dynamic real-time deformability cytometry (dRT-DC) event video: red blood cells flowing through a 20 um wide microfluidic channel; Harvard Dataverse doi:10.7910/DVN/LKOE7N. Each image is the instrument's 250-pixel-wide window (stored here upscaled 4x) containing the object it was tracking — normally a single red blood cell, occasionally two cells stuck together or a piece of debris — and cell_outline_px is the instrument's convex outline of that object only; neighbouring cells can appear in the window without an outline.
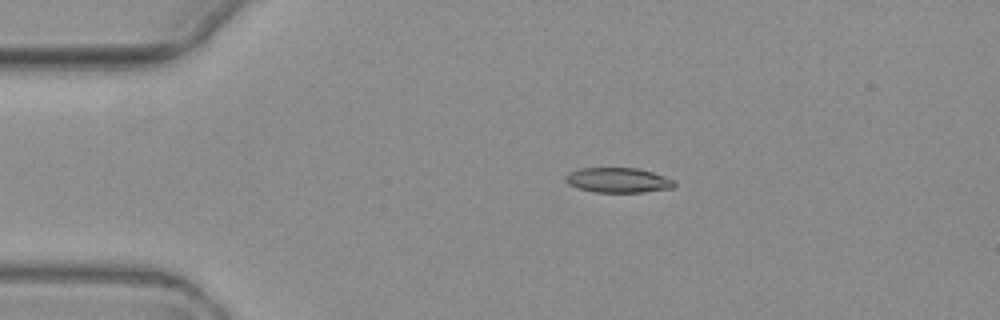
{"species": "common noctule bat (a hibernating species)", "species_latin": "Nyctalus noctula", "temperature_condition": "warm", "stored_images_in_passage": 7, "camera_frame_rate_fps": 3000, "um_per_image_px": 0.085, "animal": {"sex": "female", "body_mass_g": 19.3, "forearm_length_mm": 54.1}, "frame": {"image": 1, "passage_image": 3, "time_ms": 2.667, "image_size_px": [1000, 320], "cell_outline_px": [[676, 184], [672, 188], [644, 192], [596, 192], [576, 188], [568, 184], [564, 180], [572, 172], [580, 168], [636, 168], [652, 172], [672, 180]], "centroid_in_image_um": [52.52, 15.32], "position_along_channel_um": 32.5, "area_um2": 15.55}}
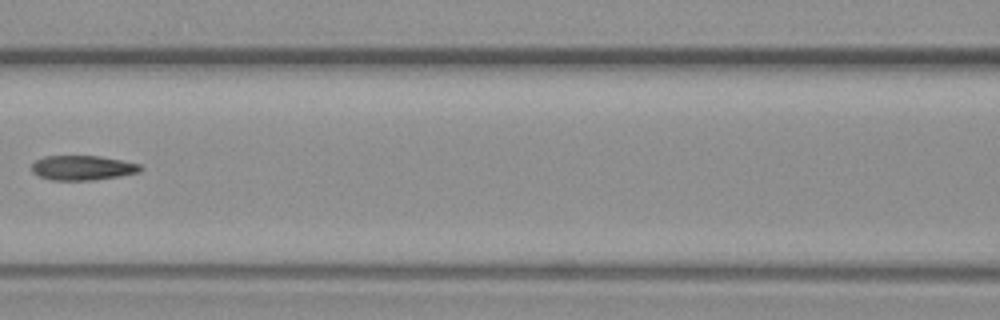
{"frame": {"image": 2, "passage_image": 6, "time_ms": 7.333, "image_size_px": [1000, 320], "cell_outline_px": [[144, 168], [140, 172], [120, 176], [92, 180], [52, 180], [40, 176], [32, 172], [32, 164], [36, 160], [44, 156], [100, 156], [140, 164]], "centroid_in_image_um": [7.04, 14.26], "position_along_channel_um": 159.6, "area_um2": 15.61}}
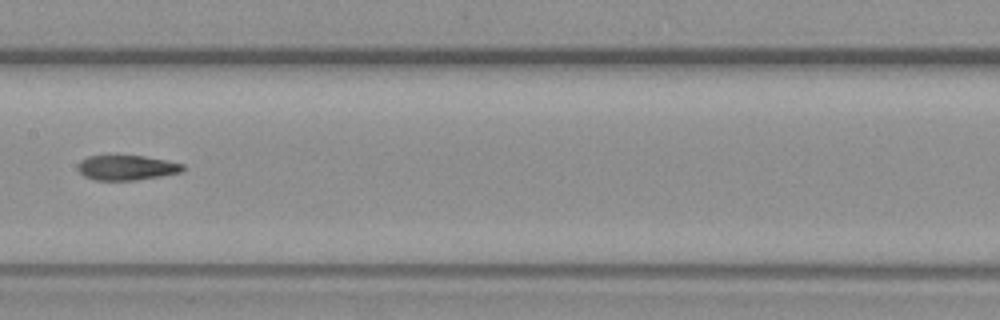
{"frame": {"image": 3, "passage_image": 7, "time_ms": 8.333, "image_size_px": [1000, 320], "cell_outline_px": [[184, 168], [180, 172], [160, 176], [136, 180], [96, 180], [84, 176], [76, 168], [76, 164], [80, 160], [88, 156], [144, 156], [184, 164]], "centroid_in_image_um": [10.71, 14.25], "position_along_channel_um": 196.7, "area_um2": 15.14}}